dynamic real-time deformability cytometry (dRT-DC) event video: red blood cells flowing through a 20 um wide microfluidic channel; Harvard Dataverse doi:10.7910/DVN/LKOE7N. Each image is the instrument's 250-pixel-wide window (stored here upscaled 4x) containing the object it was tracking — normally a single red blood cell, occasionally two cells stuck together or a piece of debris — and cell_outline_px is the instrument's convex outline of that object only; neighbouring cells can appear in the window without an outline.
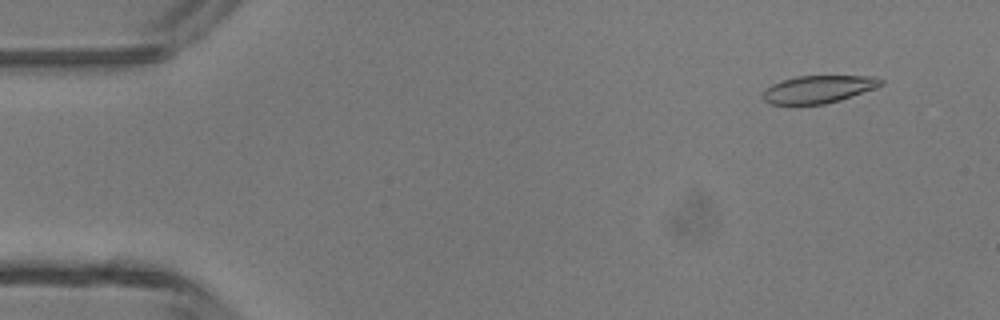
{"species": "common noctule bat (a hibernating species)", "species_latin": "Nyctalus noctula", "temperature_condition": "room temperature", "stored_images_in_passage": 47, "camera_frame_rate_fps": 3000, "um_per_image_px": 0.085, "animal": {"sex": "male", "body_mass_g": 13.3}, "frame": {"image": 1, "passage_image": 4, "time_ms": 1.0, "image_size_px": [1000, 320], "cell_outline_px": [[884, 84], [876, 88], [840, 100], [824, 104], [772, 104], [764, 100], [760, 96], [772, 84], [796, 76], [876, 76], [884, 80]], "centroid_in_image_um": [69.61, 7.58], "position_along_channel_um": 15.4, "area_um2": 18.9}}
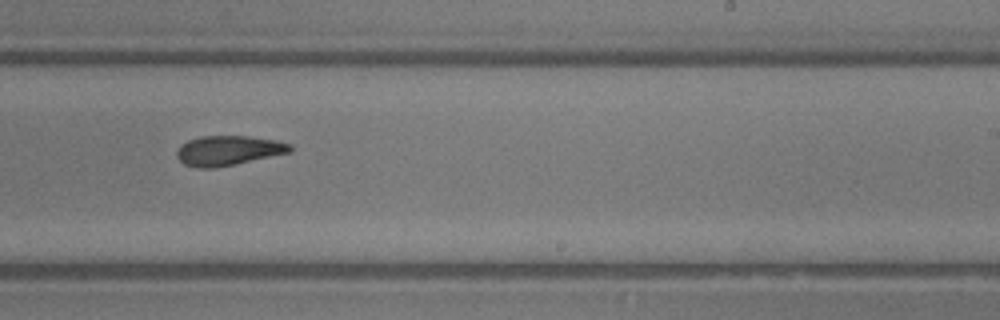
{"frame": {"image": 2, "passage_image": 29, "time_ms": 9.333, "image_size_px": [1000, 320], "cell_outline_px": [[292, 152], [216, 168], [196, 168], [184, 164], [176, 156], [176, 152], [180, 144], [188, 140], [200, 136], [248, 136], [276, 140], [292, 144]], "centroid_in_image_um": [19.4, 12.79], "position_along_channel_um": 269.6, "area_um2": 19.83}}
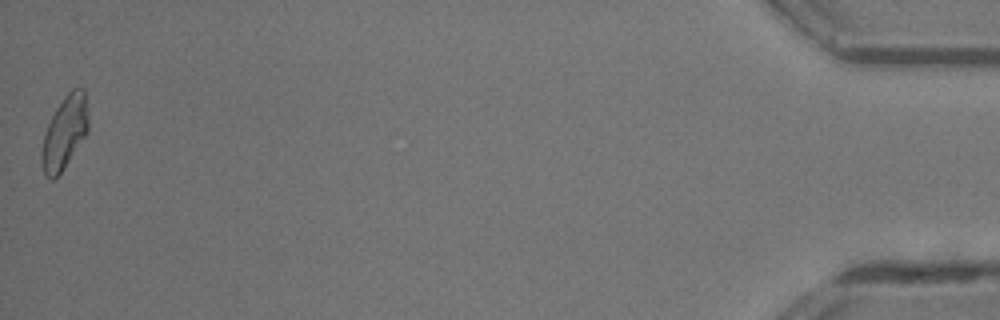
{"frame": {"image": 3, "passage_image": 47, "time_ms": 15.333, "image_size_px": [1000, 320], "cell_outline_px": [[88, 132], [64, 168], [52, 180], [44, 172], [40, 164], [40, 152], [44, 132], [56, 108], [64, 96], [72, 88], [84, 88], [88, 108]], "centroid_in_image_um": [5.49, 11.24], "position_along_channel_um": 429.7, "area_um2": 19.94}, "authors_computed_cell_mechanics": {"area_um2": 19.8254, "velocity_mm_per_s": 4.3611, "shape_relaxation_time_tau1_ms": 4.731, "shape_relaxation_time_tau2_ms": 4.5898, "deformation_change_tau1": 0.173, "deformation_change_tau2": 0.1455}}